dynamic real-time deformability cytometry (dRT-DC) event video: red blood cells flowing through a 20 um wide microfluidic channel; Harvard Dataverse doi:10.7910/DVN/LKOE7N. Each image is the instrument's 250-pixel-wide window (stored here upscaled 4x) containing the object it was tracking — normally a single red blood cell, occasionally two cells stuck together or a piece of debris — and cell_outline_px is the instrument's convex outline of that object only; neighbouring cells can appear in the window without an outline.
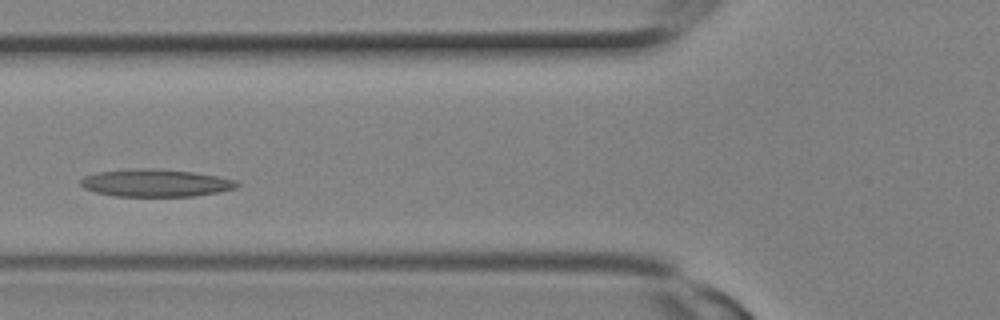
{"species": "Egyptian fruit bat (a non-hibernating species)", "species_latin": "Rousettus aegyptiacus", "temperature_condition": "room temperature", "stored_images_in_passage": 7, "camera_frame_rate_fps": 3000, "um_per_image_px": 0.085, "animal": {"sex": "female"}, "frame": {"image": 1, "passage_image": 6, "time_ms": 1.667, "image_size_px": [1000, 320], "cell_outline_px": [[240, 184], [236, 188], [220, 192], [192, 196], [112, 196], [96, 192], [84, 188], [80, 184], [80, 180], [84, 176], [96, 172], [136, 168], [160, 168], [192, 172], [216, 176], [236, 180]], "centroid_in_image_um": [13.21, 15.54], "position_along_channel_um": 112.6, "area_um2": 25.2}}